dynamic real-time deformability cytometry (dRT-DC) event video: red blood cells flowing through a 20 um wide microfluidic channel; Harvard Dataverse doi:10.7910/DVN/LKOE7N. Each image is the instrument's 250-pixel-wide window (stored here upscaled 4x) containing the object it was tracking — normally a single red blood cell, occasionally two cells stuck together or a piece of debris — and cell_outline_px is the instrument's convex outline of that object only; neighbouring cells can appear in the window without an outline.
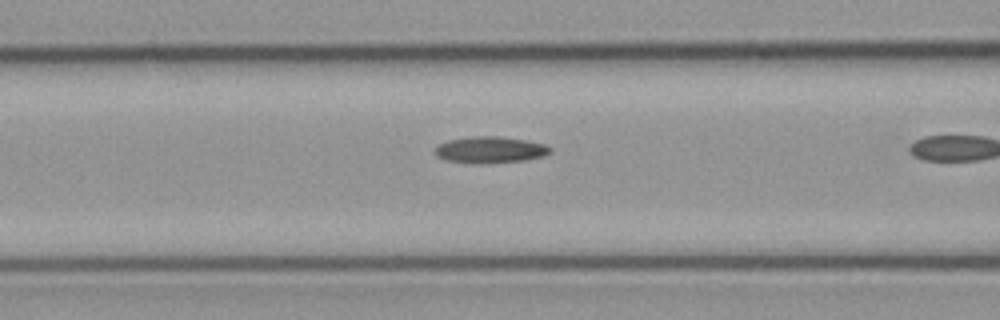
{"species": "common noctule bat (a hibernating species)", "species_latin": "Nyctalus noctula", "temperature_condition": "cold", "stored_images_in_passage": 21, "camera_frame_rate_fps": 3000, "um_per_image_px": 0.085, "animal": {"sex": "male", "body_mass_g": 23.1, "forearm_length_mm": 52.7}, "frame": {"image": 1, "passage_image": 20, "time_ms": 6.333, "image_size_px": [1000, 320], "cell_outline_px": [[552, 152], [544, 156], [524, 160], [448, 160], [436, 156], [436, 148], [440, 144], [448, 140], [472, 136], [496, 136], [524, 140], [544, 144], [552, 148]], "centroid_in_image_um": [41.73, 12.67], "position_along_channel_um": 124.9, "area_um2": 16.47}}